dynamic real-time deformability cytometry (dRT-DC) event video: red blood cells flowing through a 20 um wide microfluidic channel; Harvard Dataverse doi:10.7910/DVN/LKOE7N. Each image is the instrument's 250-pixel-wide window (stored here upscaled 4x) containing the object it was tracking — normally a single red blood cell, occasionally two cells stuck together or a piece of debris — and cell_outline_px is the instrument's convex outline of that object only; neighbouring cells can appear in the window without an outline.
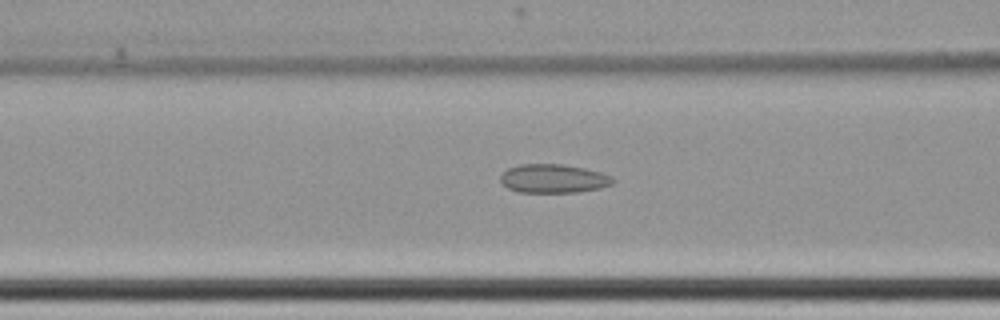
{"species": "common noctule bat (a hibernating species)", "species_latin": "Nyctalus noctula", "temperature_condition": "cold", "stored_images_in_passage": 6, "camera_frame_rate_fps": 3000, "um_per_image_px": 0.085, "animal": {"sex": "female", "body_mass_g": 22.7, "forearm_length_mm": 54.2}, "frame": {"image": 1, "passage_image": 4, "time_ms": 1.0, "image_size_px": [1000, 320], "cell_outline_px": [[616, 180], [612, 184], [600, 188], [576, 192], [520, 192], [508, 188], [500, 180], [500, 176], [508, 168], [520, 164], [560, 164], [584, 168], [600, 172], [612, 176]], "centroid_in_image_um": [47.06, 15.17], "position_along_channel_um": 119.5, "area_um2": 18.73}}